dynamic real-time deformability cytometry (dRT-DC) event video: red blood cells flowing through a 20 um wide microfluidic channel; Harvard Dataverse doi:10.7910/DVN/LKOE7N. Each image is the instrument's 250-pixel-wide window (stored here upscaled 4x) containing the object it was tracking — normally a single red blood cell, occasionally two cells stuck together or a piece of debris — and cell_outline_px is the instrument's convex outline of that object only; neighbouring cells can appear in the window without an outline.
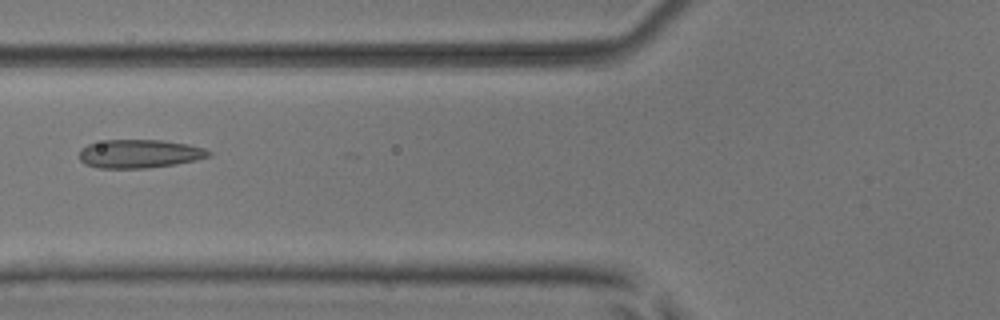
{"species": "common noctule bat (a hibernating species)", "species_latin": "Nyctalus noctula", "temperature_condition": "room temperature", "stored_images_in_passage": 6, "camera_frame_rate_fps": 3000, "um_per_image_px": 0.085, "animal": {"sex": "male", "body_mass_g": 17.9, "forearm_length_mm": 54.2}, "frame": {"image": 1, "passage_image": 6, "time_ms": 6.0, "image_size_px": [1000, 320], "cell_outline_px": [[212, 156], [196, 160], [176, 164], [148, 168], [96, 168], [84, 164], [80, 160], [80, 148], [88, 144], [104, 140], [164, 140], [188, 144], [204, 148], [212, 152]], "centroid_in_image_um": [11.86, 13.07], "position_along_channel_um": 113.9, "area_um2": 21.73}}